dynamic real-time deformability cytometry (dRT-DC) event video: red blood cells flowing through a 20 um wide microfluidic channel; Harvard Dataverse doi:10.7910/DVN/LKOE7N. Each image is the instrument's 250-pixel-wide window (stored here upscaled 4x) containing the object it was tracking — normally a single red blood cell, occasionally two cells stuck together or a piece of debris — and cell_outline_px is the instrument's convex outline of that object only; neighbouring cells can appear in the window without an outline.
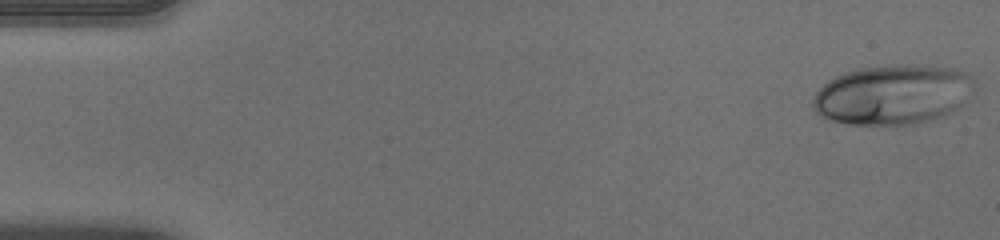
{"species": "human", "species_latin": "Homo sapiens", "temperature_condition": "warm", "stored_images_in_passage": 50, "camera_frame_rate_fps": 3000, "um_per_image_px": 0.085, "donor": {"sex": "male"}, "frame": {"image": 1, "passage_image": 1, "time_ms": 0.0, "image_size_px": [1000, 240], "cell_outline_px": [[976, 92], [952, 112], [944, 116], [932, 120], [916, 124], [848, 124], [832, 120], [820, 116], [812, 108], [812, 100], [816, 92], [828, 80], [844, 72], [860, 68], [900, 64], [948, 68], [964, 72], [972, 76], [976, 80]], "centroid_in_image_um": [75.93, 8.05], "position_along_channel_um": 9.1, "area_um2": 56.64}}
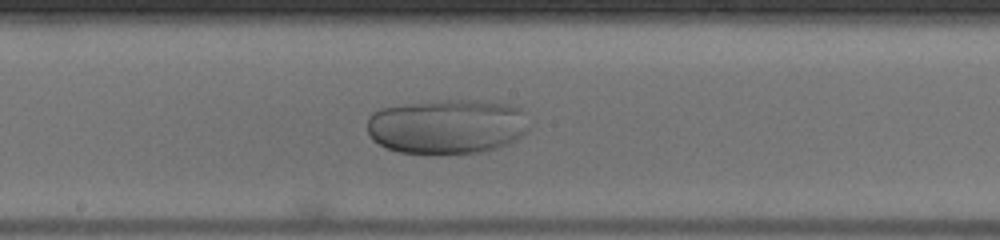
{"frame": {"image": 2, "passage_image": 26, "time_ms": 8.333, "image_size_px": [1000, 240], "cell_outline_px": [[528, 128], [516, 140], [508, 144], [484, 152], [400, 152], [388, 148], [372, 140], [368, 132], [368, 116], [372, 112], [380, 108], [440, 100], [484, 100], [508, 104], [520, 108]], "centroid_in_image_um": [37.99, 10.73], "position_along_channel_um": 210.2, "area_um2": 51.1}}
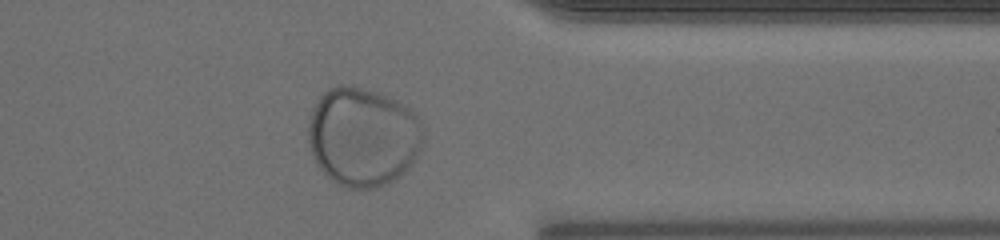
{"frame": {"image": 3, "passage_image": 40, "time_ms": 13.0, "image_size_px": [1000, 240], "cell_outline_px": [[424, 140], [420, 152], [412, 164], [396, 180], [376, 188], [348, 188], [332, 180], [316, 164], [312, 156], [308, 144], [308, 124], [312, 112], [320, 96], [328, 88], [340, 84], [352, 84], [388, 96], [412, 108], [416, 112], [424, 128]], "centroid_in_image_um": [30.88, 11.61], "position_along_channel_um": 380.5, "area_um2": 67.28}}